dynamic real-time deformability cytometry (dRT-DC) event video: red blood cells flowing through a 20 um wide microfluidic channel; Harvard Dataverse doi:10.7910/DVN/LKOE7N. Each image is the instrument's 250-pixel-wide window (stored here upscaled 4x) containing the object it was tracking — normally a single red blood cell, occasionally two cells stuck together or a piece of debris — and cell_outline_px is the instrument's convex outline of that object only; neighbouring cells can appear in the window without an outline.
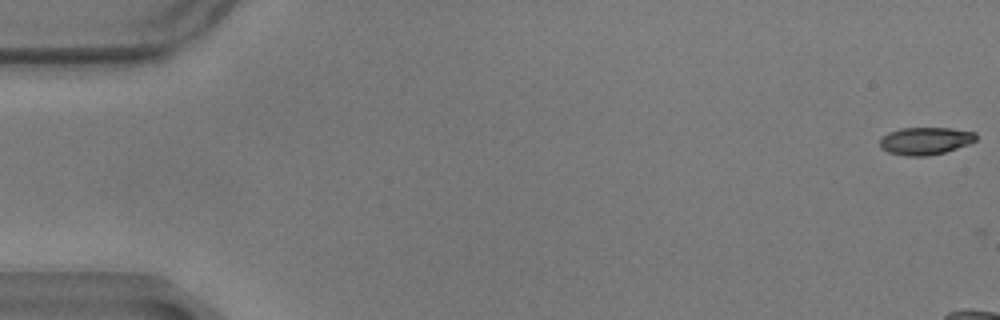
{"species": "common noctule bat (a hibernating species)", "species_latin": "Nyctalus noctula", "temperature_condition": "warm", "stored_images_in_passage": 10, "camera_frame_rate_fps": 3000, "um_per_image_px": 0.085, "animal": {"sex": "male", "body_mass_g": 17.9}, "frame": {"image": 1, "passage_image": 1, "time_ms": 0.0, "image_size_px": [1000, 320], "cell_outline_px": [[976, 140], [968, 144], [944, 152], [928, 156], [908, 156], [888, 152], [880, 148], [880, 140], [888, 132], [900, 128], [948, 128], [976, 132]], "centroid_in_image_um": [78.64, 11.97], "position_along_channel_um": 6.4, "area_um2": 15.32}}